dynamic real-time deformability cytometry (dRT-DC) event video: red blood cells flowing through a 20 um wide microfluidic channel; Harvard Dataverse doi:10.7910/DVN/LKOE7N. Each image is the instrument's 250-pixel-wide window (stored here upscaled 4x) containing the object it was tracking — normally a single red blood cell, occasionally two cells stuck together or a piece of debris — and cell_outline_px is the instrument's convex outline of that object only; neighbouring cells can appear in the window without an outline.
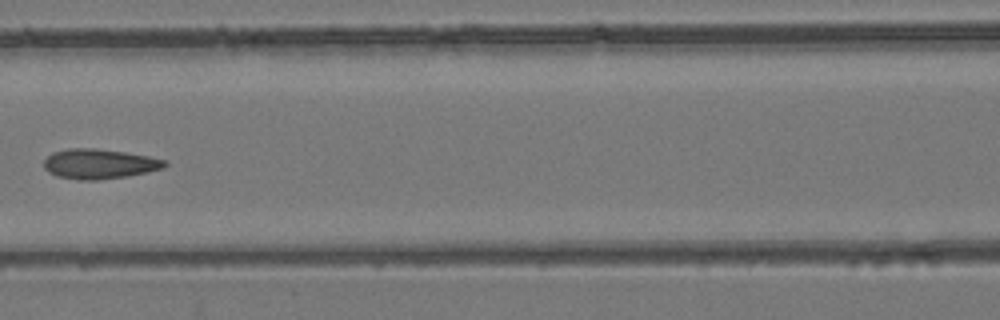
{"species": "common noctule bat (a hibernating species)", "species_latin": "Nyctalus noctula", "temperature_condition": "room temperature", "stored_images_in_passage": 7, "camera_frame_rate_fps": 3000, "um_per_image_px": 0.085, "animal": {"sex": "female", "body_mass_g": 24.6, "forearm_length_mm": 56.2}, "frame": {"image": 1, "passage_image": 6, "time_ms": 6.667, "image_size_px": [1000, 320], "cell_outline_px": [[168, 164], [164, 168], [128, 176], [100, 180], [80, 180], [56, 176], [48, 172], [44, 168], [44, 160], [52, 152], [68, 148], [96, 148], [124, 152], [148, 156], [168, 160]], "centroid_in_image_um": [8.44, 13.93], "position_along_channel_um": 158.2, "area_um2": 21.21}}
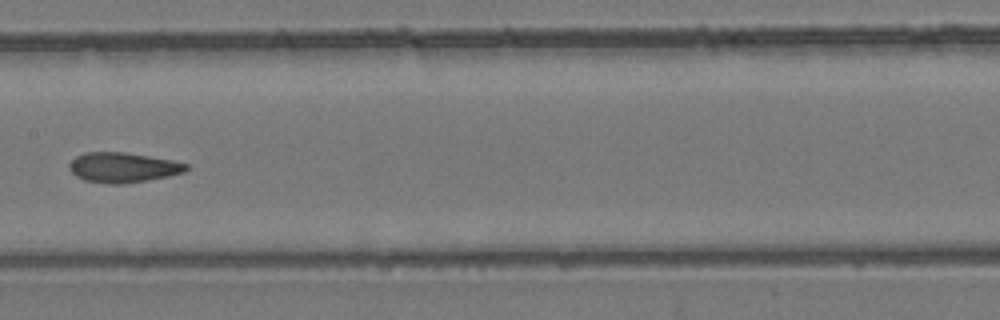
{"frame": {"image": 2, "passage_image": 7, "time_ms": 7.667, "image_size_px": [1000, 320], "cell_outline_px": [[188, 168], [184, 172], [168, 176], [148, 180], [120, 184], [108, 184], [84, 180], [76, 176], [72, 172], [68, 164], [76, 156], [84, 152], [124, 152], [172, 160], [188, 164]], "centroid_in_image_um": [10.43, 14.23], "position_along_channel_um": 197.0, "area_um2": 20.35}}